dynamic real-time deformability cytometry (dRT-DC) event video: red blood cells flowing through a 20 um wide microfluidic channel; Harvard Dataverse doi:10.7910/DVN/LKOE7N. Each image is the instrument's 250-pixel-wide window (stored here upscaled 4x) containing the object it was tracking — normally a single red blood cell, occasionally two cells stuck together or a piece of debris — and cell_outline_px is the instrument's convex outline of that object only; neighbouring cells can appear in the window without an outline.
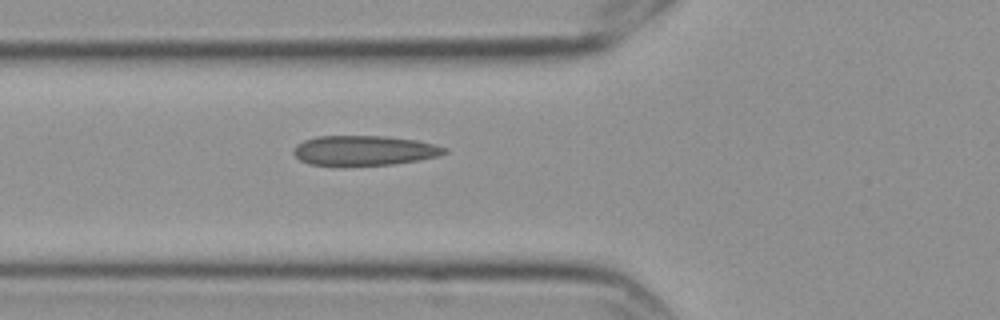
{"species": "Egyptian fruit bat (a non-hibernating species)", "species_latin": "Rousettus aegyptiacus", "temperature_condition": "cold", "stored_images_in_passage": 3, "camera_frame_rate_fps": 3000, "um_per_image_px": 0.085, "frame": {"image": 1, "passage_image": 3, "time_ms": 0.667, "image_size_px": [1000, 320], "cell_outline_px": [[448, 152], [440, 156], [420, 160], [392, 164], [340, 168], [312, 164], [300, 160], [292, 152], [292, 148], [296, 144], [304, 140], [316, 136], [384, 136], [416, 140], [436, 144], [448, 148]], "centroid_in_image_um": [30.94, 12.82], "position_along_channel_um": 94.9, "area_um2": 27.22}}